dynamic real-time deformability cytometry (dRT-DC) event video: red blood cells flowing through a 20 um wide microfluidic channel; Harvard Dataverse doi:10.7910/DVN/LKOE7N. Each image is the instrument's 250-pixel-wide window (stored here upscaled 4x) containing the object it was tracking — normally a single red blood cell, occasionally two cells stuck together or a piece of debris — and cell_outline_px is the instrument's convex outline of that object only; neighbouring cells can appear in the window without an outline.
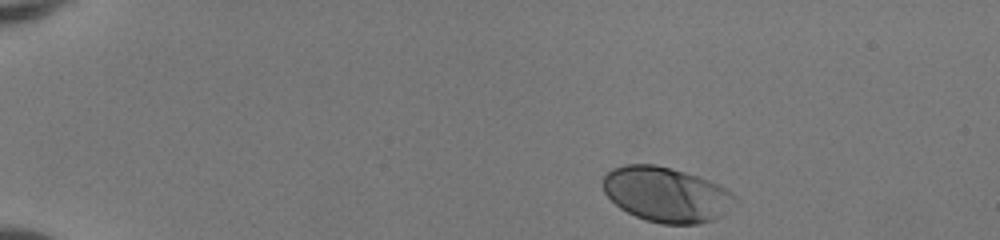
{"species": "human", "species_latin": "Homo sapiens", "temperature_condition": "room temperature", "stored_images_in_passage": 44, "camera_frame_rate_fps": 3000, "um_per_image_px": 0.085, "donor": {"sex": "female"}, "frame": {"image": 1, "passage_image": 1, "time_ms": 0.0, "image_size_px": [1000, 240], "cell_outline_px": [[740, 200], [720, 216], [712, 220], [696, 224], [660, 224], [644, 220], [620, 208], [604, 192], [604, 176], [612, 168], [624, 164], [656, 164], [684, 172], [708, 180], [728, 188]], "centroid_in_image_um": [56.67, 16.53], "position_along_channel_um": 28.3, "area_um2": 42.31}}
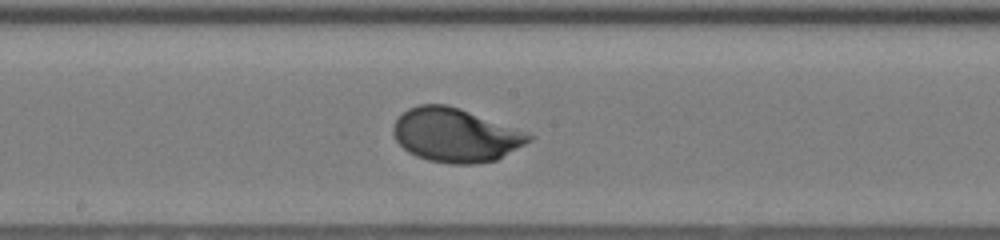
{"frame": {"image": 2, "passage_image": 22, "time_ms": 7.0, "image_size_px": [1000, 240], "cell_outline_px": [[536, 136], [532, 140], [496, 160], [476, 164], [452, 164], [428, 160], [416, 156], [408, 152], [396, 140], [392, 132], [392, 128], [396, 120], [408, 108], [420, 104], [444, 104], [468, 112]], "centroid_in_image_um": [38.68, 11.51], "position_along_channel_um": 209.5, "area_um2": 41.79}}
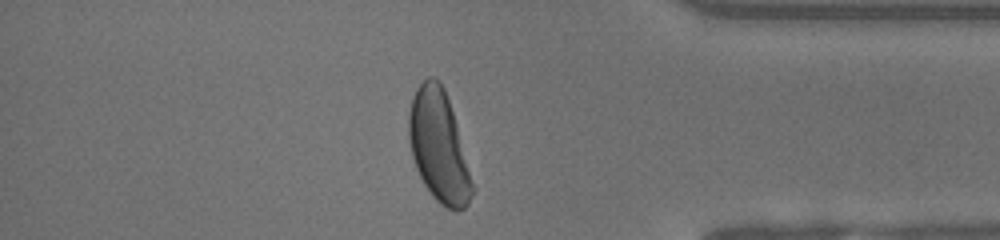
{"frame": {"image": 3, "passage_image": 37, "time_ms": 12.0, "image_size_px": [1000, 240], "cell_outline_px": [[472, 192], [468, 204], [460, 212], [456, 212], [440, 204], [432, 196], [424, 184], [416, 168], [412, 156], [408, 140], [408, 112], [416, 88], [428, 76], [432, 76], [440, 80], [444, 88], [456, 124], [472, 184]], "centroid_in_image_um": [37.25, 12.43], "position_along_channel_um": 397.9, "area_um2": 40.58}, "authors_computed_cell_mechanics": {"area_um2": 40.7779, "velocity_mm_per_s": 4.0841, "shape_relaxation_time_tau1_ms": 2.3364, "shape_relaxation_time_tau2_ms": null, "deformation_change_tau1": 0.1463, "deformation_change_tau2": null}}